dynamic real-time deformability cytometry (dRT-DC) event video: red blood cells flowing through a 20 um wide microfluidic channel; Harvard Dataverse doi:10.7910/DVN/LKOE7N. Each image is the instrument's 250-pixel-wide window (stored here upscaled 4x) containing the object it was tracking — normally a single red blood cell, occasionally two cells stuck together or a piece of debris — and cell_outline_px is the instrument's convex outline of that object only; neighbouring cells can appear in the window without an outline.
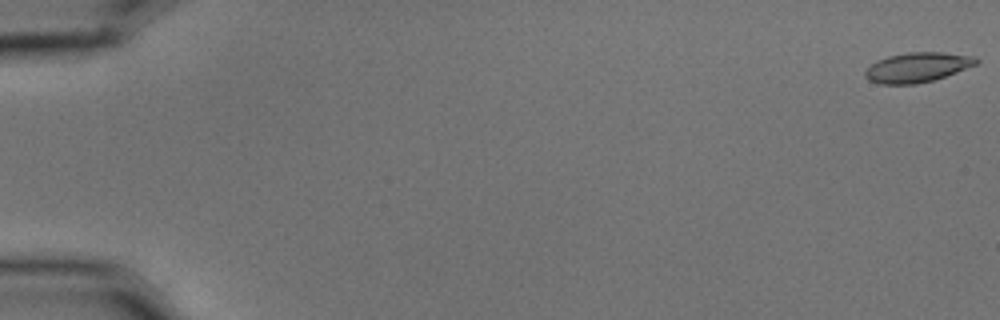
{"species": "common noctule bat (a hibernating species)", "species_latin": "Nyctalus noctula", "temperature_condition": "cold", "stored_images_in_passage": 57, "camera_frame_rate_fps": 3000, "um_per_image_px": 0.085, "animal": {"sex": "male", "body_mass_g": 15.6}, "frame": {"image": 1, "passage_image": 1, "time_ms": 0.0, "image_size_px": [1000, 320], "cell_outline_px": [[980, 60], [976, 64], [956, 72], [932, 80], [916, 84], [880, 84], [868, 80], [864, 76], [864, 72], [876, 60], [888, 56], [908, 52], [940, 52], [976, 56]], "centroid_in_image_um": [77.96, 5.72], "position_along_channel_um": 7.0, "area_um2": 19.19}}
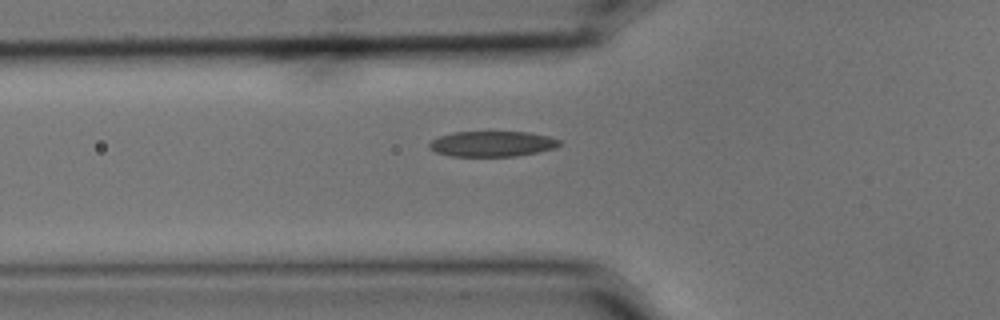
{"frame": {"image": 2, "passage_image": 21, "time_ms": 6.667, "image_size_px": [1000, 320], "cell_outline_px": [[564, 144], [556, 148], [516, 156], [452, 156], [436, 152], [428, 148], [428, 144], [432, 140], [440, 136], [452, 132], [528, 132], [548, 136], [560, 140]], "centroid_in_image_um": [41.85, 12.22], "position_along_channel_um": 83.9, "area_um2": 19.36}}
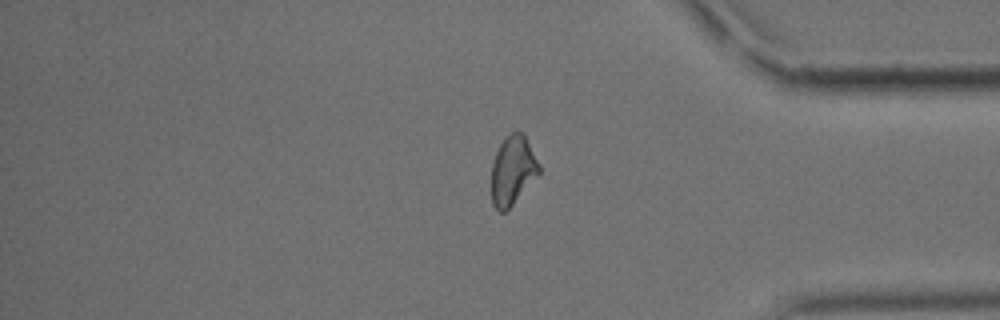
{"frame": {"image": 3, "passage_image": 48, "time_ms": 15.667, "image_size_px": [1000, 320], "cell_outline_px": [[540, 172], [512, 204], [504, 212], [500, 212], [492, 204], [492, 164], [496, 152], [504, 136], [508, 132], [520, 132], [524, 136], [540, 164]], "centroid_in_image_um": [43.56, 14.46], "position_along_channel_um": 391.6, "area_um2": 18.79}, "authors_computed_cell_mechanics": {"area_um2": 19.363, "velocity_mm_per_s": 3.5927, "shape_relaxation_time_tau1_ms": 10.4693, "shape_relaxation_time_tau2_ms": 3.4599, "deformation_change_tau1": 0.2362, "deformation_change_tau2": 0.0947}}